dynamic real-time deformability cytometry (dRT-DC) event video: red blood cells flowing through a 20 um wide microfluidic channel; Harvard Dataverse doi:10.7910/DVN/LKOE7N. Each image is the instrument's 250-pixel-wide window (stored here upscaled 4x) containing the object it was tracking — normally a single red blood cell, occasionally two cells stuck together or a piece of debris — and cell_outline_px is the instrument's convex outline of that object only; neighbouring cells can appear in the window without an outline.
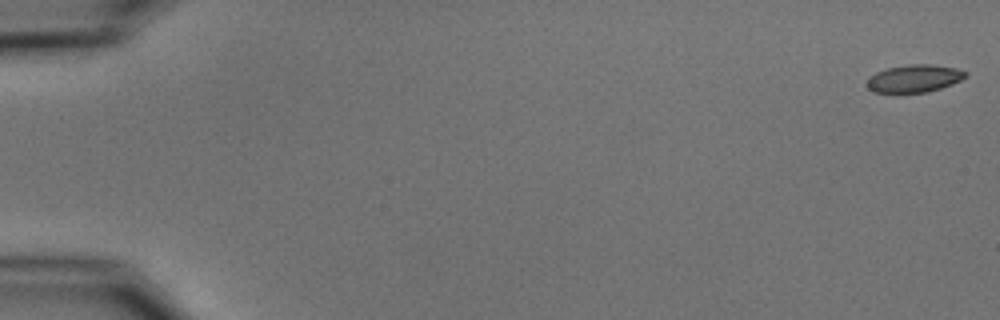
{"species": "common noctule bat (a hibernating species)", "species_latin": "Nyctalus noctula", "temperature_condition": "cold", "stored_images_in_passage": 5, "camera_frame_rate_fps": 3000, "um_per_image_px": 0.085, "animal": {"sex": "male", "body_mass_g": 15.6}, "frame": {"image": 1, "passage_image": 1, "time_ms": 0.0, "image_size_px": [1000, 320], "cell_outline_px": [[968, 76], [952, 84], [928, 92], [896, 96], [872, 92], [868, 88], [868, 80], [876, 72], [888, 68], [908, 64], [928, 64], [956, 68], [968, 72]], "centroid_in_image_um": [77.68, 6.73], "position_along_channel_um": 7.3, "area_um2": 16.47}}
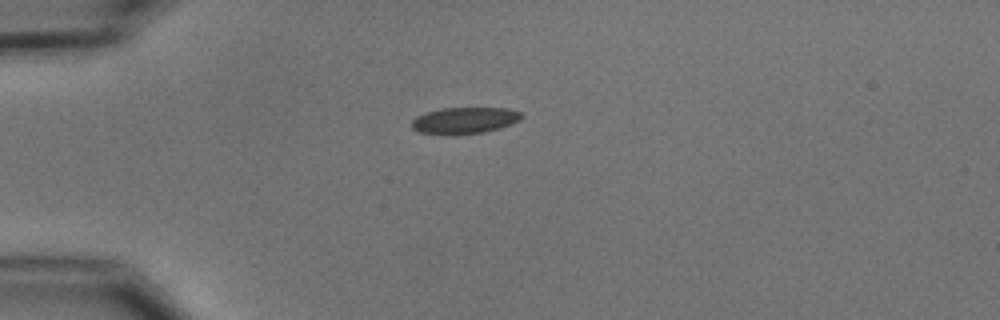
{"frame": {"image": 2, "passage_image": 5, "time_ms": 4.667, "image_size_px": [1000, 320], "cell_outline_px": [[524, 116], [520, 120], [512, 124], [500, 128], [484, 132], [452, 136], [420, 132], [412, 128], [412, 120], [416, 116], [440, 108], [508, 108], [520, 112]], "centroid_in_image_um": [39.5, 10.25], "position_along_channel_um": 45.5, "area_um2": 17.17}}